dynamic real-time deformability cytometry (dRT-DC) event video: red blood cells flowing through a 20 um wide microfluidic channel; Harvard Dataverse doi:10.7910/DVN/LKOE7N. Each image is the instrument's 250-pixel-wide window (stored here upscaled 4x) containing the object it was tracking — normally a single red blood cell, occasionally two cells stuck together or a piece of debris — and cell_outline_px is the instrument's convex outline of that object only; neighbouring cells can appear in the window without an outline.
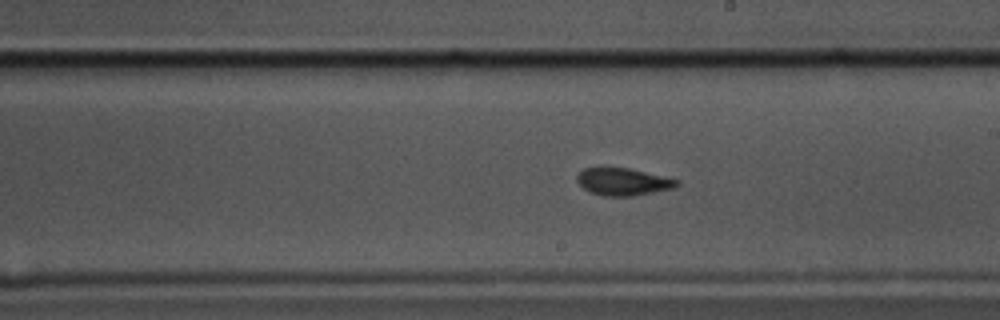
{"species": "common noctule bat (a hibernating species)", "species_latin": "Nyctalus noctula", "temperature_condition": "cold", "stored_images_in_passage": 60, "camera_frame_rate_fps": 3000, "um_per_image_px": 0.085, "animal": {"sex": "male", "body_mass_g": 17.5, "forearm_length_mm": 52.3}, "frame": {"image": 1, "passage_image": 34, "time_ms": 11.0, "image_size_px": [1000, 320], "cell_outline_px": [[680, 184], [676, 188], [632, 196], [604, 196], [592, 192], [584, 188], [576, 180], [576, 176], [584, 168], [600, 164], [604, 164], [628, 168], [680, 180]], "centroid_in_image_um": [52.93, 15.4], "position_along_channel_um": 236.1, "area_um2": 16.47}}
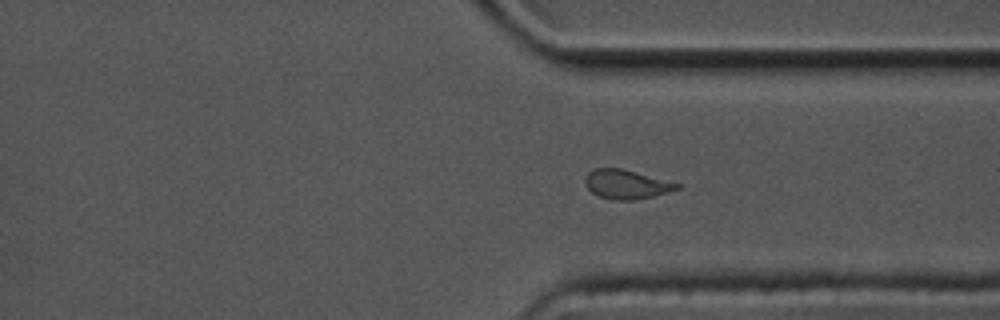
{"frame": {"image": 2, "passage_image": 45, "time_ms": 14.667, "image_size_px": [1000, 320], "cell_outline_px": [[680, 188], [668, 192], [652, 196], [632, 200], [612, 200], [600, 196], [592, 192], [584, 184], [584, 176], [592, 168], [620, 168], [680, 184]], "centroid_in_image_um": [53.17, 15.66], "position_along_channel_um": 358.2, "area_um2": 15.43}}
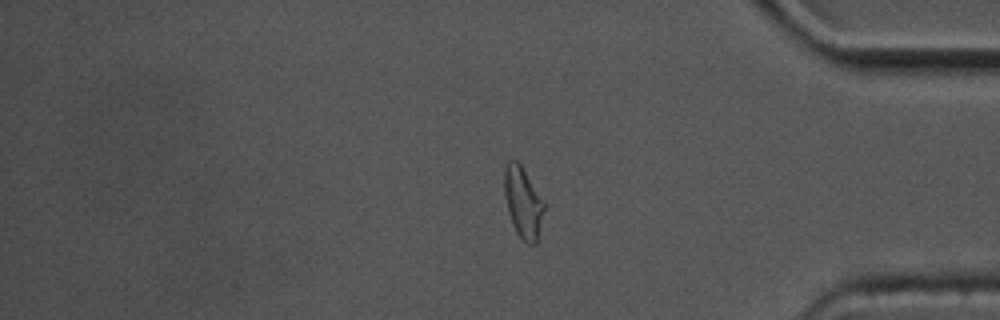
{"frame": {"image": 3, "passage_image": 50, "time_ms": 16.333, "image_size_px": [1000, 320], "cell_outline_px": [[544, 208], [536, 244], [528, 244], [516, 232], [512, 224], [508, 212], [504, 192], [504, 168], [508, 160], [516, 160], [520, 164], [544, 200]], "centroid_in_image_um": [44.44, 17.18], "position_along_channel_um": 390.8, "area_um2": 16.3}, "authors_computed_cell_mechanics": {"area_um2": 16.184, "velocity_mm_per_s": 3.3206, "shape_relaxation_time_tau1_ms": 2.6024, "shape_relaxation_time_tau2_ms": 1.5905, "deformation_change_tau1": 0.1396, "deformation_change_tau2": 0.0844}}